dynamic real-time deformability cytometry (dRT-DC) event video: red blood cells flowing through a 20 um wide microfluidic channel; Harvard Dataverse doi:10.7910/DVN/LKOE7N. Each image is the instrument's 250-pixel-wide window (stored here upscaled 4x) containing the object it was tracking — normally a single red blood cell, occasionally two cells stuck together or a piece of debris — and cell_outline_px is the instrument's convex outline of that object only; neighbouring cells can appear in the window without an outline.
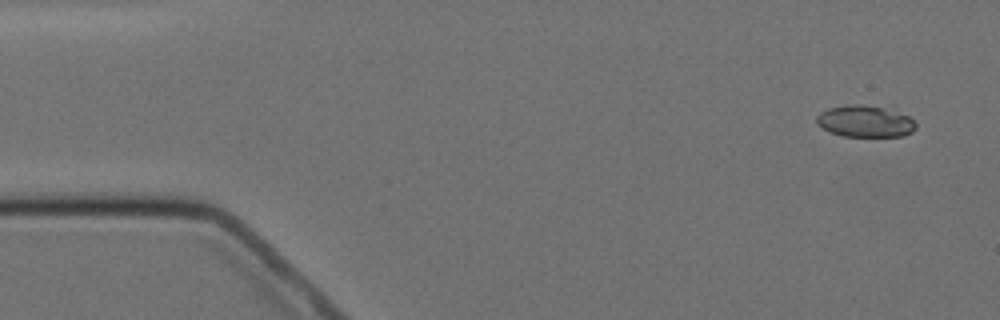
{"species": "Egyptian fruit bat (a non-hibernating species)", "species_latin": "Rousettus aegyptiacus", "temperature_condition": "cold", "stored_images_in_passage": 4, "camera_frame_rate_fps": 3000, "um_per_image_px": 0.085, "animal": {"sex": "female"}, "frame": {"image": 1, "passage_image": 1, "time_ms": 0.0, "image_size_px": [1000, 320], "cell_outline_px": [[916, 128], [912, 132], [900, 136], [844, 136], [832, 132], [816, 124], [816, 116], [820, 112], [828, 108], [844, 104], [856, 104], [880, 108], [908, 116], [916, 124]], "centroid_in_image_um": [73.48, 10.31], "position_along_channel_um": 11.5, "area_um2": 17.92}}